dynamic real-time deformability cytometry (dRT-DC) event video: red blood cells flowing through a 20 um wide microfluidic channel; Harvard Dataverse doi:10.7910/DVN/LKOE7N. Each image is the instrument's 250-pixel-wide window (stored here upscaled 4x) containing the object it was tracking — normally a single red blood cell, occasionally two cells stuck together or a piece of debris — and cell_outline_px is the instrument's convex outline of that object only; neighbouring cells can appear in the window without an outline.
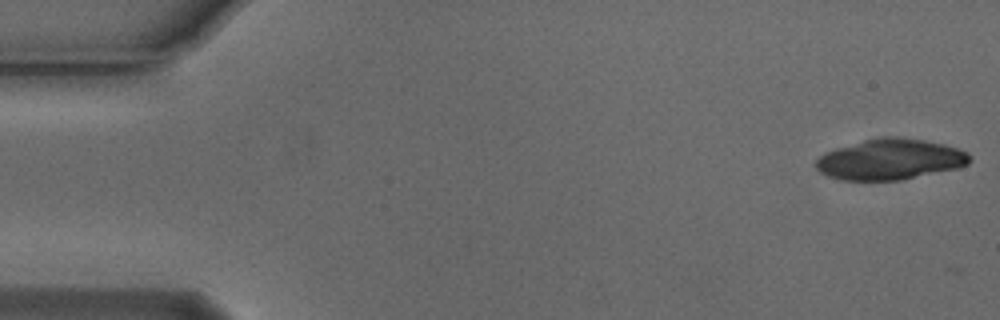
{"species": "Egyptian fruit bat (a non-hibernating species)", "species_latin": "Rousettus aegyptiacus", "temperature_condition": "cold", "stored_images_in_passage": 15, "camera_frame_rate_fps": 3000, "um_per_image_px": 0.085, "animal": {"sex": "male"}, "frame": {"image": 1, "passage_image": 1, "time_ms": 0.0, "image_size_px": [1000, 320], "cell_outline_px": [[972, 160], [968, 164], [956, 168], [900, 180], [840, 180], [828, 176], [820, 172], [816, 168], [816, 160], [824, 152], [836, 148], [864, 140], [884, 136], [896, 136], [924, 140], [944, 144], [968, 152], [972, 156]], "centroid_in_image_um": [75.66, 13.54], "position_along_channel_um": 9.3, "area_um2": 36.47}}